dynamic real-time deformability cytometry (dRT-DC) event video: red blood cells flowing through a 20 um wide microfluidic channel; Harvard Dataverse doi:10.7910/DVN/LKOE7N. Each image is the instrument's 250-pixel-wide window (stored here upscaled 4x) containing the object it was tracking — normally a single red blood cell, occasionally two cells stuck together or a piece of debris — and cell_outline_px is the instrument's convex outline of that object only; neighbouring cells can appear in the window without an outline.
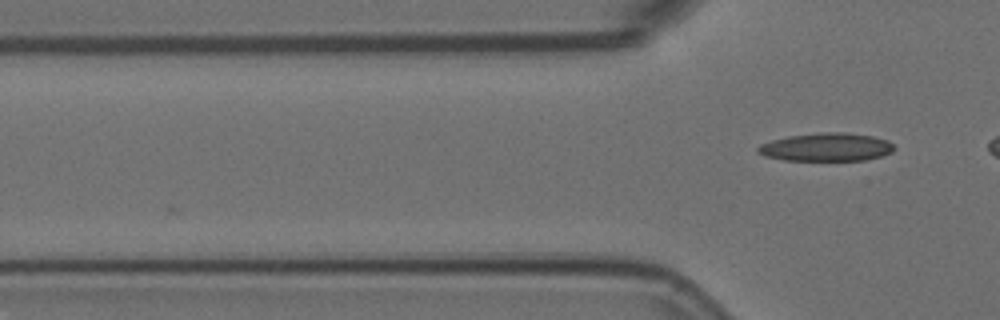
{"species": "Egyptian fruit bat (a non-hibernating species)", "species_latin": "Rousettus aegyptiacus", "temperature_condition": "room temperature", "stored_images_in_passage": 3, "camera_frame_rate_fps": 3000, "um_per_image_px": 0.085, "animal": {"sex": "female"}, "frame": {"image": 1, "passage_image": 3, "time_ms": 0.667, "image_size_px": [1000, 320], "cell_outline_px": [[896, 148], [892, 152], [880, 156], [864, 160], [784, 160], [764, 156], [756, 152], [756, 148], [760, 144], [772, 140], [788, 136], [820, 132], [844, 132], [872, 136], [888, 140]], "centroid_in_image_um": [70.22, 12.5], "position_along_channel_um": 55.6, "area_um2": 22.43}}